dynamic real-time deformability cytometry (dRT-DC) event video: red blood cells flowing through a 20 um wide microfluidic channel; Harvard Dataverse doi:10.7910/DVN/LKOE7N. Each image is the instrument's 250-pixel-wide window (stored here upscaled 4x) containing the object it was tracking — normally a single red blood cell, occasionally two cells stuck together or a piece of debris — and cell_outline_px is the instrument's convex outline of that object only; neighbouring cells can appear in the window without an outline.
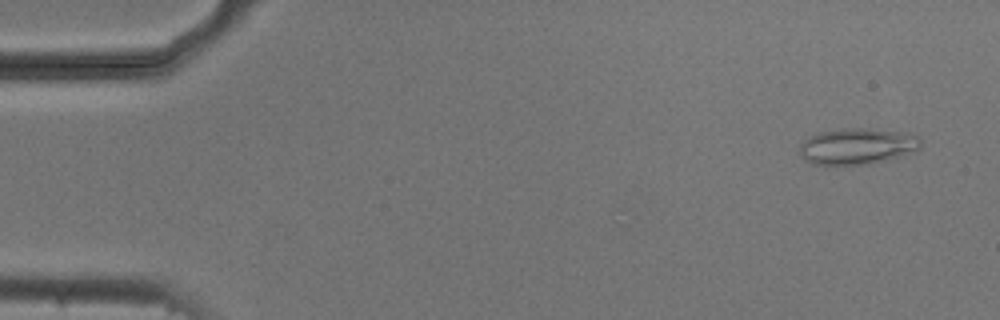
{"species": "common noctule bat (a hibernating species)", "species_latin": "Nyctalus noctula", "temperature_condition": "cold", "stored_images_in_passage": 53, "camera_frame_rate_fps": 3000, "um_per_image_px": 0.085, "animal": {"sex": "male", "body_mass_g": 20.5, "forearm_length_mm": 52.5}, "frame": {"image": 1, "passage_image": 3, "time_ms": 0.667, "image_size_px": [1000, 320], "cell_outline_px": [[920, 148], [896, 156], [868, 164], [812, 164], [804, 160], [800, 156], [800, 144], [808, 136], [820, 132], [844, 128], [868, 128], [908, 132], [920, 136]], "centroid_in_image_um": [72.83, 12.4], "position_along_channel_um": 12.2, "area_um2": 25.37}}
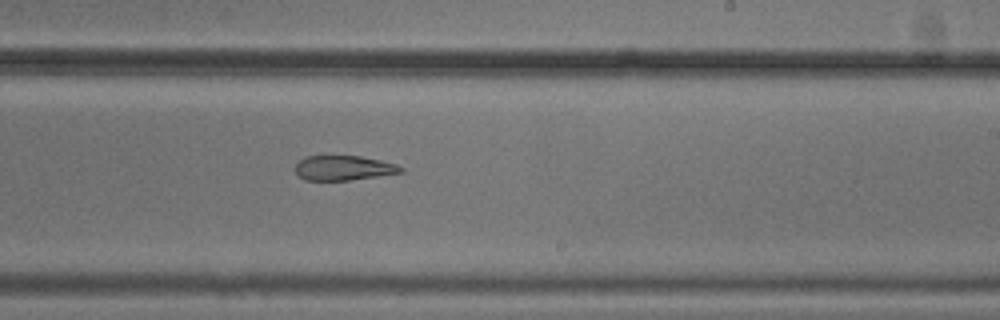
{"frame": {"image": 2, "passage_image": 32, "time_ms": 10.333, "image_size_px": [1000, 320], "cell_outline_px": [[404, 172], [348, 180], [304, 180], [296, 172], [296, 164], [304, 156], [360, 156], [380, 160], [396, 164], [404, 168]], "centroid_in_image_um": [29.21, 14.27], "position_along_channel_um": 259.8, "area_um2": 15.09}}
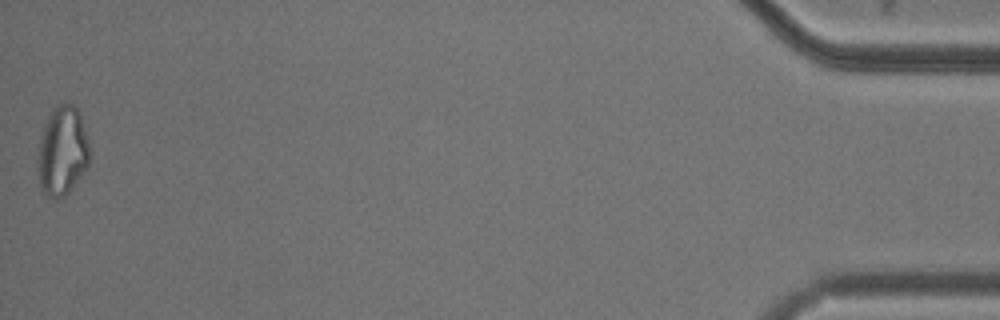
{"frame": {"image": 3, "passage_image": 53, "time_ms": 17.333, "image_size_px": [1000, 320], "cell_outline_px": [[88, 164], [72, 188], [64, 196], [56, 200], [44, 196], [40, 192], [36, 168], [36, 160], [40, 136], [48, 116], [56, 104], [72, 104], [76, 108], [80, 116], [88, 144]], "centroid_in_image_um": [5.22, 12.91], "position_along_channel_um": 430.0, "area_um2": 27.11}, "authors_computed_cell_mechanics": {"area_um2": 19.8254, "velocity_mm_per_s": 3.7761, "shape_relaxation_time_tau1_ms": null, "shape_relaxation_time_tau2_ms": 4.3869, "deformation_change_tau1": null, "deformation_change_tau2": 0.1358}}